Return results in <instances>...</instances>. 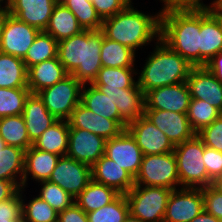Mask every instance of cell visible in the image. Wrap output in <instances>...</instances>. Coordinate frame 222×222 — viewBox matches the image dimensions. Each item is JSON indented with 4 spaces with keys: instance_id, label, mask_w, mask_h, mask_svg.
Masks as SVG:
<instances>
[{
    "instance_id": "9a60e30c",
    "label": "cell",
    "mask_w": 222,
    "mask_h": 222,
    "mask_svg": "<svg viewBox=\"0 0 222 222\" xmlns=\"http://www.w3.org/2000/svg\"><path fill=\"white\" fill-rule=\"evenodd\" d=\"M126 129L135 138L143 155H159L174 151L173 143L145 115L129 123Z\"/></svg>"
},
{
    "instance_id": "7402d4cb",
    "label": "cell",
    "mask_w": 222,
    "mask_h": 222,
    "mask_svg": "<svg viewBox=\"0 0 222 222\" xmlns=\"http://www.w3.org/2000/svg\"><path fill=\"white\" fill-rule=\"evenodd\" d=\"M116 104L120 117L131 123L144 115V92L137 83L132 88L99 89Z\"/></svg>"
},
{
    "instance_id": "f546056e",
    "label": "cell",
    "mask_w": 222,
    "mask_h": 222,
    "mask_svg": "<svg viewBox=\"0 0 222 222\" xmlns=\"http://www.w3.org/2000/svg\"><path fill=\"white\" fill-rule=\"evenodd\" d=\"M120 193L115 189L95 182L93 179L75 198V203L86 213L97 210L114 201Z\"/></svg>"
},
{
    "instance_id": "b9f144b4",
    "label": "cell",
    "mask_w": 222,
    "mask_h": 222,
    "mask_svg": "<svg viewBox=\"0 0 222 222\" xmlns=\"http://www.w3.org/2000/svg\"><path fill=\"white\" fill-rule=\"evenodd\" d=\"M22 203V188L13 197L0 202V222H23Z\"/></svg>"
},
{
    "instance_id": "4316f807",
    "label": "cell",
    "mask_w": 222,
    "mask_h": 222,
    "mask_svg": "<svg viewBox=\"0 0 222 222\" xmlns=\"http://www.w3.org/2000/svg\"><path fill=\"white\" fill-rule=\"evenodd\" d=\"M24 153L21 148L6 145L0 137V179L12 181L22 188Z\"/></svg>"
},
{
    "instance_id": "52a82bcc",
    "label": "cell",
    "mask_w": 222,
    "mask_h": 222,
    "mask_svg": "<svg viewBox=\"0 0 222 222\" xmlns=\"http://www.w3.org/2000/svg\"><path fill=\"white\" fill-rule=\"evenodd\" d=\"M134 183L135 185L165 187L171 190L181 188L174 153L143 155Z\"/></svg>"
},
{
    "instance_id": "484cf974",
    "label": "cell",
    "mask_w": 222,
    "mask_h": 222,
    "mask_svg": "<svg viewBox=\"0 0 222 222\" xmlns=\"http://www.w3.org/2000/svg\"><path fill=\"white\" fill-rule=\"evenodd\" d=\"M81 103L93 113L115 120L124 130L127 128L128 124L120 117L116 104L93 84H83Z\"/></svg>"
},
{
    "instance_id": "d6986e66",
    "label": "cell",
    "mask_w": 222,
    "mask_h": 222,
    "mask_svg": "<svg viewBox=\"0 0 222 222\" xmlns=\"http://www.w3.org/2000/svg\"><path fill=\"white\" fill-rule=\"evenodd\" d=\"M70 128L85 129L106 140L118 136L124 129L115 121L93 113L81 102L67 120Z\"/></svg>"
},
{
    "instance_id": "83f0119b",
    "label": "cell",
    "mask_w": 222,
    "mask_h": 222,
    "mask_svg": "<svg viewBox=\"0 0 222 222\" xmlns=\"http://www.w3.org/2000/svg\"><path fill=\"white\" fill-rule=\"evenodd\" d=\"M69 124L57 120L33 142V147L56 155L66 156L69 141Z\"/></svg>"
},
{
    "instance_id": "7a4b0ae2",
    "label": "cell",
    "mask_w": 222,
    "mask_h": 222,
    "mask_svg": "<svg viewBox=\"0 0 222 222\" xmlns=\"http://www.w3.org/2000/svg\"><path fill=\"white\" fill-rule=\"evenodd\" d=\"M131 2L124 10L103 19L101 30L109 40L125 45L133 51L160 39L161 12L149 14L138 10ZM154 39V40H153Z\"/></svg>"
},
{
    "instance_id": "6f0895ef",
    "label": "cell",
    "mask_w": 222,
    "mask_h": 222,
    "mask_svg": "<svg viewBox=\"0 0 222 222\" xmlns=\"http://www.w3.org/2000/svg\"><path fill=\"white\" fill-rule=\"evenodd\" d=\"M123 222H142V221L139 218L134 217L129 213Z\"/></svg>"
},
{
    "instance_id": "30bf717a",
    "label": "cell",
    "mask_w": 222,
    "mask_h": 222,
    "mask_svg": "<svg viewBox=\"0 0 222 222\" xmlns=\"http://www.w3.org/2000/svg\"><path fill=\"white\" fill-rule=\"evenodd\" d=\"M40 30L6 11L0 52L23 59Z\"/></svg>"
},
{
    "instance_id": "9f6ffc18",
    "label": "cell",
    "mask_w": 222,
    "mask_h": 222,
    "mask_svg": "<svg viewBox=\"0 0 222 222\" xmlns=\"http://www.w3.org/2000/svg\"><path fill=\"white\" fill-rule=\"evenodd\" d=\"M12 1L13 0H0V10L8 11L12 4Z\"/></svg>"
},
{
    "instance_id": "836d02e7",
    "label": "cell",
    "mask_w": 222,
    "mask_h": 222,
    "mask_svg": "<svg viewBox=\"0 0 222 222\" xmlns=\"http://www.w3.org/2000/svg\"><path fill=\"white\" fill-rule=\"evenodd\" d=\"M0 137L6 145L26 151L33 143L30 141L22 114L0 118Z\"/></svg>"
},
{
    "instance_id": "bcb514c9",
    "label": "cell",
    "mask_w": 222,
    "mask_h": 222,
    "mask_svg": "<svg viewBox=\"0 0 222 222\" xmlns=\"http://www.w3.org/2000/svg\"><path fill=\"white\" fill-rule=\"evenodd\" d=\"M133 0H92L97 14L103 20L124 10Z\"/></svg>"
},
{
    "instance_id": "8fae6325",
    "label": "cell",
    "mask_w": 222,
    "mask_h": 222,
    "mask_svg": "<svg viewBox=\"0 0 222 222\" xmlns=\"http://www.w3.org/2000/svg\"><path fill=\"white\" fill-rule=\"evenodd\" d=\"M204 210L202 188L172 190L163 222H190Z\"/></svg>"
},
{
    "instance_id": "2e32d148",
    "label": "cell",
    "mask_w": 222,
    "mask_h": 222,
    "mask_svg": "<svg viewBox=\"0 0 222 222\" xmlns=\"http://www.w3.org/2000/svg\"><path fill=\"white\" fill-rule=\"evenodd\" d=\"M106 139L85 129L69 128L66 156L92 166L104 155Z\"/></svg>"
},
{
    "instance_id": "7c38bea8",
    "label": "cell",
    "mask_w": 222,
    "mask_h": 222,
    "mask_svg": "<svg viewBox=\"0 0 222 222\" xmlns=\"http://www.w3.org/2000/svg\"><path fill=\"white\" fill-rule=\"evenodd\" d=\"M200 66L222 51V14L210 5L200 6Z\"/></svg>"
},
{
    "instance_id": "db71d44e",
    "label": "cell",
    "mask_w": 222,
    "mask_h": 222,
    "mask_svg": "<svg viewBox=\"0 0 222 222\" xmlns=\"http://www.w3.org/2000/svg\"><path fill=\"white\" fill-rule=\"evenodd\" d=\"M5 20H6V11L0 10V46L2 41V31H3V26L5 24Z\"/></svg>"
},
{
    "instance_id": "d590c367",
    "label": "cell",
    "mask_w": 222,
    "mask_h": 222,
    "mask_svg": "<svg viewBox=\"0 0 222 222\" xmlns=\"http://www.w3.org/2000/svg\"><path fill=\"white\" fill-rule=\"evenodd\" d=\"M77 18L83 30H100L103 20L89 0H58Z\"/></svg>"
},
{
    "instance_id": "ba28073f",
    "label": "cell",
    "mask_w": 222,
    "mask_h": 222,
    "mask_svg": "<svg viewBox=\"0 0 222 222\" xmlns=\"http://www.w3.org/2000/svg\"><path fill=\"white\" fill-rule=\"evenodd\" d=\"M83 84L69 74L63 80L47 87L37 94L47 110L57 120H68L72 111L81 102Z\"/></svg>"
},
{
    "instance_id": "ac0fdd59",
    "label": "cell",
    "mask_w": 222,
    "mask_h": 222,
    "mask_svg": "<svg viewBox=\"0 0 222 222\" xmlns=\"http://www.w3.org/2000/svg\"><path fill=\"white\" fill-rule=\"evenodd\" d=\"M186 82L191 99L206 101L222 111V83L205 66L193 67Z\"/></svg>"
},
{
    "instance_id": "7bdbcfd3",
    "label": "cell",
    "mask_w": 222,
    "mask_h": 222,
    "mask_svg": "<svg viewBox=\"0 0 222 222\" xmlns=\"http://www.w3.org/2000/svg\"><path fill=\"white\" fill-rule=\"evenodd\" d=\"M206 147L222 152V116L196 134Z\"/></svg>"
},
{
    "instance_id": "ab89813d",
    "label": "cell",
    "mask_w": 222,
    "mask_h": 222,
    "mask_svg": "<svg viewBox=\"0 0 222 222\" xmlns=\"http://www.w3.org/2000/svg\"><path fill=\"white\" fill-rule=\"evenodd\" d=\"M86 214L89 222H123L129 214V204L125 194H120L110 204Z\"/></svg>"
},
{
    "instance_id": "cb8c5ba5",
    "label": "cell",
    "mask_w": 222,
    "mask_h": 222,
    "mask_svg": "<svg viewBox=\"0 0 222 222\" xmlns=\"http://www.w3.org/2000/svg\"><path fill=\"white\" fill-rule=\"evenodd\" d=\"M23 117L30 141L33 143L57 119L47 110L38 94L30 93L26 98Z\"/></svg>"
},
{
    "instance_id": "44dd1931",
    "label": "cell",
    "mask_w": 222,
    "mask_h": 222,
    "mask_svg": "<svg viewBox=\"0 0 222 222\" xmlns=\"http://www.w3.org/2000/svg\"><path fill=\"white\" fill-rule=\"evenodd\" d=\"M92 179L115 189L120 194H127L135 185L134 178L115 161L101 156L92 166Z\"/></svg>"
},
{
    "instance_id": "c3c4849f",
    "label": "cell",
    "mask_w": 222,
    "mask_h": 222,
    "mask_svg": "<svg viewBox=\"0 0 222 222\" xmlns=\"http://www.w3.org/2000/svg\"><path fill=\"white\" fill-rule=\"evenodd\" d=\"M20 188L12 181L0 179V202L13 197Z\"/></svg>"
},
{
    "instance_id": "f5cc1de1",
    "label": "cell",
    "mask_w": 222,
    "mask_h": 222,
    "mask_svg": "<svg viewBox=\"0 0 222 222\" xmlns=\"http://www.w3.org/2000/svg\"><path fill=\"white\" fill-rule=\"evenodd\" d=\"M209 5L215 12L222 14V0H213Z\"/></svg>"
},
{
    "instance_id": "277c9868",
    "label": "cell",
    "mask_w": 222,
    "mask_h": 222,
    "mask_svg": "<svg viewBox=\"0 0 222 222\" xmlns=\"http://www.w3.org/2000/svg\"><path fill=\"white\" fill-rule=\"evenodd\" d=\"M154 44L151 55L147 56L141 71L137 72V83L144 94L158 87L186 82L194 67L161 39Z\"/></svg>"
},
{
    "instance_id": "1f68e13d",
    "label": "cell",
    "mask_w": 222,
    "mask_h": 222,
    "mask_svg": "<svg viewBox=\"0 0 222 222\" xmlns=\"http://www.w3.org/2000/svg\"><path fill=\"white\" fill-rule=\"evenodd\" d=\"M27 71L21 58L0 52V87H28Z\"/></svg>"
},
{
    "instance_id": "603a6c76",
    "label": "cell",
    "mask_w": 222,
    "mask_h": 222,
    "mask_svg": "<svg viewBox=\"0 0 222 222\" xmlns=\"http://www.w3.org/2000/svg\"><path fill=\"white\" fill-rule=\"evenodd\" d=\"M59 158V155L38 150L33 146L28 148L24 153L22 187H27L29 176L37 182L49 180Z\"/></svg>"
},
{
    "instance_id": "f907efd6",
    "label": "cell",
    "mask_w": 222,
    "mask_h": 222,
    "mask_svg": "<svg viewBox=\"0 0 222 222\" xmlns=\"http://www.w3.org/2000/svg\"><path fill=\"white\" fill-rule=\"evenodd\" d=\"M163 7L167 6H203V5H209L204 4L203 0H160Z\"/></svg>"
},
{
    "instance_id": "ee69618b",
    "label": "cell",
    "mask_w": 222,
    "mask_h": 222,
    "mask_svg": "<svg viewBox=\"0 0 222 222\" xmlns=\"http://www.w3.org/2000/svg\"><path fill=\"white\" fill-rule=\"evenodd\" d=\"M204 211L222 222V194L212 185L202 188Z\"/></svg>"
},
{
    "instance_id": "5bb4252c",
    "label": "cell",
    "mask_w": 222,
    "mask_h": 222,
    "mask_svg": "<svg viewBox=\"0 0 222 222\" xmlns=\"http://www.w3.org/2000/svg\"><path fill=\"white\" fill-rule=\"evenodd\" d=\"M144 100L145 109L187 114L191 95L187 82H182L147 91L144 94Z\"/></svg>"
},
{
    "instance_id": "9c48e42d",
    "label": "cell",
    "mask_w": 222,
    "mask_h": 222,
    "mask_svg": "<svg viewBox=\"0 0 222 222\" xmlns=\"http://www.w3.org/2000/svg\"><path fill=\"white\" fill-rule=\"evenodd\" d=\"M92 180L91 166L68 156H61L49 181L56 183L73 198H76Z\"/></svg>"
},
{
    "instance_id": "f35d334b",
    "label": "cell",
    "mask_w": 222,
    "mask_h": 222,
    "mask_svg": "<svg viewBox=\"0 0 222 222\" xmlns=\"http://www.w3.org/2000/svg\"><path fill=\"white\" fill-rule=\"evenodd\" d=\"M30 93L28 87H0V118L23 114L25 101Z\"/></svg>"
},
{
    "instance_id": "f6af8a7d",
    "label": "cell",
    "mask_w": 222,
    "mask_h": 222,
    "mask_svg": "<svg viewBox=\"0 0 222 222\" xmlns=\"http://www.w3.org/2000/svg\"><path fill=\"white\" fill-rule=\"evenodd\" d=\"M203 161L208 177L212 181L222 176V152L204 145Z\"/></svg>"
},
{
    "instance_id": "816d5d0a",
    "label": "cell",
    "mask_w": 222,
    "mask_h": 222,
    "mask_svg": "<svg viewBox=\"0 0 222 222\" xmlns=\"http://www.w3.org/2000/svg\"><path fill=\"white\" fill-rule=\"evenodd\" d=\"M190 222H221V221L217 219L215 216H213L212 214H209L203 210L199 215L193 218Z\"/></svg>"
},
{
    "instance_id": "74e56055",
    "label": "cell",
    "mask_w": 222,
    "mask_h": 222,
    "mask_svg": "<svg viewBox=\"0 0 222 222\" xmlns=\"http://www.w3.org/2000/svg\"><path fill=\"white\" fill-rule=\"evenodd\" d=\"M221 116V111L209 103L199 99H191L187 117L191 128L197 134Z\"/></svg>"
},
{
    "instance_id": "7dc6e473",
    "label": "cell",
    "mask_w": 222,
    "mask_h": 222,
    "mask_svg": "<svg viewBox=\"0 0 222 222\" xmlns=\"http://www.w3.org/2000/svg\"><path fill=\"white\" fill-rule=\"evenodd\" d=\"M57 222H89L87 214L76 203L58 213Z\"/></svg>"
},
{
    "instance_id": "f1b7e54d",
    "label": "cell",
    "mask_w": 222,
    "mask_h": 222,
    "mask_svg": "<svg viewBox=\"0 0 222 222\" xmlns=\"http://www.w3.org/2000/svg\"><path fill=\"white\" fill-rule=\"evenodd\" d=\"M83 31L75 15L62 3L58 2L52 11L49 24L45 32L57 42L70 38Z\"/></svg>"
},
{
    "instance_id": "8992f818",
    "label": "cell",
    "mask_w": 222,
    "mask_h": 222,
    "mask_svg": "<svg viewBox=\"0 0 222 222\" xmlns=\"http://www.w3.org/2000/svg\"><path fill=\"white\" fill-rule=\"evenodd\" d=\"M171 192L165 187L134 185L125 194L129 213L142 222H163Z\"/></svg>"
},
{
    "instance_id": "681fc988",
    "label": "cell",
    "mask_w": 222,
    "mask_h": 222,
    "mask_svg": "<svg viewBox=\"0 0 222 222\" xmlns=\"http://www.w3.org/2000/svg\"><path fill=\"white\" fill-rule=\"evenodd\" d=\"M205 67L222 83V51L208 61Z\"/></svg>"
},
{
    "instance_id": "5b68a950",
    "label": "cell",
    "mask_w": 222,
    "mask_h": 222,
    "mask_svg": "<svg viewBox=\"0 0 222 222\" xmlns=\"http://www.w3.org/2000/svg\"><path fill=\"white\" fill-rule=\"evenodd\" d=\"M204 143L195 135L192 139L177 144L174 155L181 188H205L212 185L203 161Z\"/></svg>"
},
{
    "instance_id": "ffe728a7",
    "label": "cell",
    "mask_w": 222,
    "mask_h": 222,
    "mask_svg": "<svg viewBox=\"0 0 222 222\" xmlns=\"http://www.w3.org/2000/svg\"><path fill=\"white\" fill-rule=\"evenodd\" d=\"M58 0H13L8 13L28 25L45 31Z\"/></svg>"
},
{
    "instance_id": "d4e9b609",
    "label": "cell",
    "mask_w": 222,
    "mask_h": 222,
    "mask_svg": "<svg viewBox=\"0 0 222 222\" xmlns=\"http://www.w3.org/2000/svg\"><path fill=\"white\" fill-rule=\"evenodd\" d=\"M68 75L57 56L28 68V88L31 93L37 94L39 91L63 80Z\"/></svg>"
},
{
    "instance_id": "4dcf8cb0",
    "label": "cell",
    "mask_w": 222,
    "mask_h": 222,
    "mask_svg": "<svg viewBox=\"0 0 222 222\" xmlns=\"http://www.w3.org/2000/svg\"><path fill=\"white\" fill-rule=\"evenodd\" d=\"M136 54L129 47L109 40L103 33L100 53L102 67L135 68Z\"/></svg>"
},
{
    "instance_id": "6da1fadb",
    "label": "cell",
    "mask_w": 222,
    "mask_h": 222,
    "mask_svg": "<svg viewBox=\"0 0 222 222\" xmlns=\"http://www.w3.org/2000/svg\"><path fill=\"white\" fill-rule=\"evenodd\" d=\"M161 9L160 39L194 67L200 66V6Z\"/></svg>"
},
{
    "instance_id": "4fadbf2b",
    "label": "cell",
    "mask_w": 222,
    "mask_h": 222,
    "mask_svg": "<svg viewBox=\"0 0 222 222\" xmlns=\"http://www.w3.org/2000/svg\"><path fill=\"white\" fill-rule=\"evenodd\" d=\"M104 155L115 161L133 178L139 172L143 153L135 138L125 129L118 136L106 140Z\"/></svg>"
},
{
    "instance_id": "60d3db41",
    "label": "cell",
    "mask_w": 222,
    "mask_h": 222,
    "mask_svg": "<svg viewBox=\"0 0 222 222\" xmlns=\"http://www.w3.org/2000/svg\"><path fill=\"white\" fill-rule=\"evenodd\" d=\"M38 183H40L39 185L41 187L38 196L45 200L58 213L75 203V198L56 183L49 180L40 181Z\"/></svg>"
},
{
    "instance_id": "8d00e7d4",
    "label": "cell",
    "mask_w": 222,
    "mask_h": 222,
    "mask_svg": "<svg viewBox=\"0 0 222 222\" xmlns=\"http://www.w3.org/2000/svg\"><path fill=\"white\" fill-rule=\"evenodd\" d=\"M22 187V221L23 222H57L58 212L38 195L25 203Z\"/></svg>"
},
{
    "instance_id": "11a10c76",
    "label": "cell",
    "mask_w": 222,
    "mask_h": 222,
    "mask_svg": "<svg viewBox=\"0 0 222 222\" xmlns=\"http://www.w3.org/2000/svg\"><path fill=\"white\" fill-rule=\"evenodd\" d=\"M212 186L222 194V176L217 177L213 181Z\"/></svg>"
},
{
    "instance_id": "d6a6232c",
    "label": "cell",
    "mask_w": 222,
    "mask_h": 222,
    "mask_svg": "<svg viewBox=\"0 0 222 222\" xmlns=\"http://www.w3.org/2000/svg\"><path fill=\"white\" fill-rule=\"evenodd\" d=\"M136 70V68L102 67L92 84L98 89L132 88L137 84Z\"/></svg>"
},
{
    "instance_id": "3957f363",
    "label": "cell",
    "mask_w": 222,
    "mask_h": 222,
    "mask_svg": "<svg viewBox=\"0 0 222 222\" xmlns=\"http://www.w3.org/2000/svg\"><path fill=\"white\" fill-rule=\"evenodd\" d=\"M103 31L83 30L58 42L57 56L68 74L82 84H92L102 68Z\"/></svg>"
},
{
    "instance_id": "e0dca14e",
    "label": "cell",
    "mask_w": 222,
    "mask_h": 222,
    "mask_svg": "<svg viewBox=\"0 0 222 222\" xmlns=\"http://www.w3.org/2000/svg\"><path fill=\"white\" fill-rule=\"evenodd\" d=\"M144 115L168 137L174 146L196 135L185 113L144 109Z\"/></svg>"
},
{
    "instance_id": "e575fe53",
    "label": "cell",
    "mask_w": 222,
    "mask_h": 222,
    "mask_svg": "<svg viewBox=\"0 0 222 222\" xmlns=\"http://www.w3.org/2000/svg\"><path fill=\"white\" fill-rule=\"evenodd\" d=\"M58 42L45 31H40L22 59L26 68L57 57Z\"/></svg>"
}]
</instances>
